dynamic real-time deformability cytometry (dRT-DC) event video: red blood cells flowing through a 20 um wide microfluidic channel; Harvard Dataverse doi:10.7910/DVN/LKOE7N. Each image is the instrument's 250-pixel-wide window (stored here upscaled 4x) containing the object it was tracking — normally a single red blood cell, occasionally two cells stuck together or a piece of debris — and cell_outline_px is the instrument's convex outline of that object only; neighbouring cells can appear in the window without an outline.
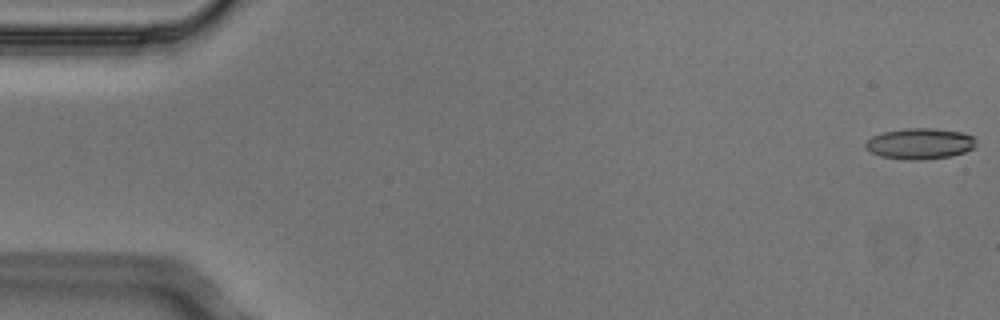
{"species": "Egyptian fruit bat (a non-hibernating species)", "species_latin": "Rousettus aegyptiacus", "temperature_condition": "cold", "stored_images_in_passage": 5, "camera_frame_rate_fps": 3000, "um_per_image_px": 0.085, "animal": {"sex": "male"}, "frame": {"image": 1, "passage_image": 1, "time_ms": 0.0, "image_size_px": [1000, 320], "cell_outline_px": [[976, 148], [952, 156], [920, 160], [908, 160], [880, 156], [864, 148], [864, 144], [872, 136], [884, 132], [904, 128], [936, 128], [964, 132], [976, 136]], "centroid_in_image_um": [78.25, 12.2], "position_along_channel_um": 6.8, "area_um2": 20.29}}
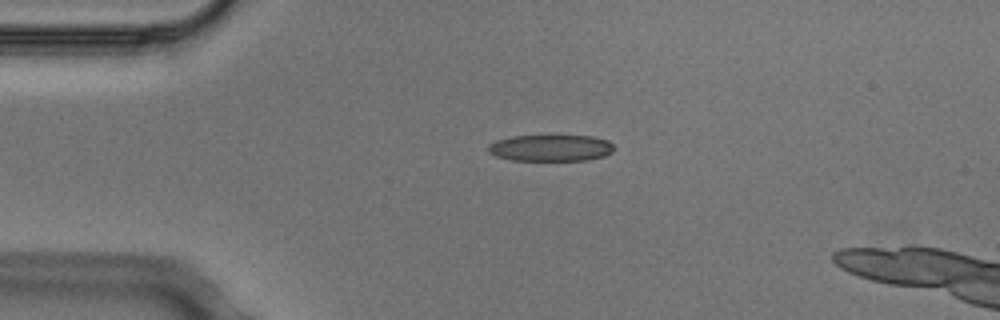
{"frame": {"image": 2, "passage_image": 4, "time_ms": 1.0, "image_size_px": [1000, 320], "cell_outline_px": [[616, 148], [612, 152], [604, 156], [588, 160], [512, 160], [496, 156], [488, 152], [488, 144], [496, 140], [512, 136], [592, 136], [608, 140]], "centroid_in_image_um": [46.82, 12.57], "position_along_channel_um": 38.2, "area_um2": 19.48}}